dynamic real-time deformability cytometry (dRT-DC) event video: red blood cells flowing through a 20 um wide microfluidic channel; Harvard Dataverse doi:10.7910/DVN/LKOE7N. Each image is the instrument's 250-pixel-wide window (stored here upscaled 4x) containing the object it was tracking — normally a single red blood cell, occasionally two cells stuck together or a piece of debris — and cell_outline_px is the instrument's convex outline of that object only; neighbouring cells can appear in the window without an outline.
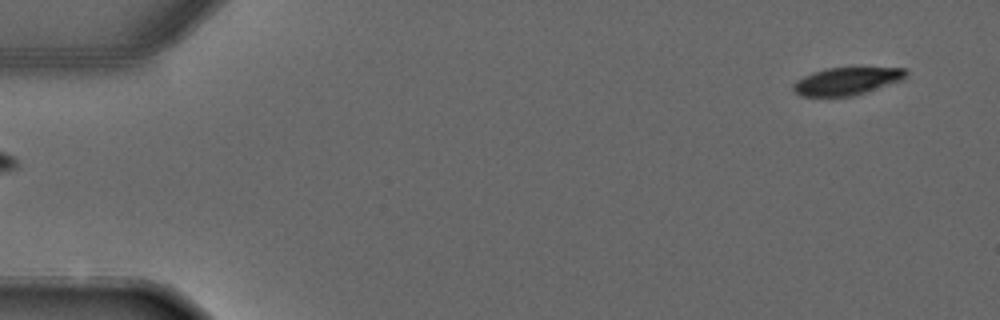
{"species": "common noctule bat (a hibernating species)", "species_latin": "Nyctalus noctula", "temperature_condition": "warm", "stored_images_in_passage": 2, "camera_frame_rate_fps": 3000, "um_per_image_px": 0.085, "animal": {"sex": "male", "forearm_length_mm": 52.5}, "frame": {"image": 1, "passage_image": 2, "time_ms": 1.333, "image_size_px": [1000, 320], "cell_outline_px": [[908, 72], [904, 80], [856, 96], [800, 96], [792, 88], [792, 84], [796, 80], [812, 72], [824, 68], [904, 68]], "centroid_in_image_um": [71.99, 6.9], "position_along_channel_um": 13.0, "area_um2": 18.32}}